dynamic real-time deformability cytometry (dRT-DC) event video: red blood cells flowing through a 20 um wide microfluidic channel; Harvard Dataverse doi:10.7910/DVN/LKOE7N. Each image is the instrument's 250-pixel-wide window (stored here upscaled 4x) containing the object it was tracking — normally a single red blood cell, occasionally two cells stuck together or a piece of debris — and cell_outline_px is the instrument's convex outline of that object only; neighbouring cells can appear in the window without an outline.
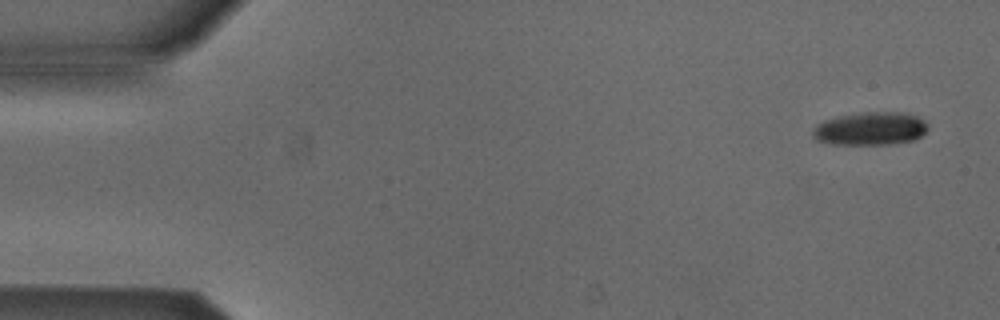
{"species": "Egyptian fruit bat (a non-hibernating species)", "species_latin": "Rousettus aegyptiacus", "temperature_condition": "cold", "stored_images_in_passage": 5, "segment_of_instrument_passage": [1, 2], "camera_frame_rate_fps": 3000, "um_per_image_px": 0.085, "animal": {"sex": "male"}, "frame": {"image": 1, "passage_image": 1, "time_ms": 0.0, "image_size_px": [1000, 320], "cell_outline_px": [[928, 128], [920, 136], [912, 140], [888, 144], [832, 144], [816, 140], [812, 136], [812, 128], [816, 124], [824, 120], [840, 116], [860, 112], [904, 112], [916, 116], [924, 120], [928, 124]], "centroid_in_image_um": [73.95, 10.92], "position_along_channel_um": 11.1, "area_um2": 22.25}}